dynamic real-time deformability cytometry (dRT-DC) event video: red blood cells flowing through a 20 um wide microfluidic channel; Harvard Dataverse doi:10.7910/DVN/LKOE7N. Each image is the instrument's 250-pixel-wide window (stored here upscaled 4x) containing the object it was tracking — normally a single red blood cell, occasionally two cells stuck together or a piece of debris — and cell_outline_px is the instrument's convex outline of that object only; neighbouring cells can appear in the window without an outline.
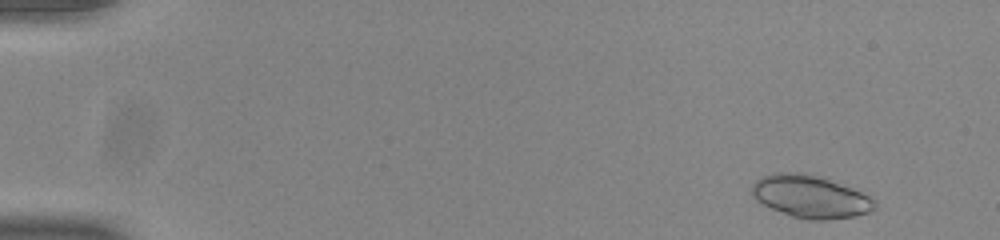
{"species": "common noctule bat (a hibernating species)", "species_latin": "Nyctalus noctula", "temperature_condition": "room temperature", "stored_images_in_passage": 52, "camera_frame_rate_fps": 3000, "um_per_image_px": 0.085, "animal": {"sex": "male", "body_mass_g": 20.0, "forearm_length_mm": 53.3}, "frame": {"image": 1, "passage_image": 3, "time_ms": 0.667, "image_size_px": [1000, 240], "cell_outline_px": [[876, 208], [868, 212], [856, 216], [828, 220], [808, 220], [792, 216], [772, 208], [756, 200], [748, 192], [752, 184], [756, 180], [764, 176], [776, 172], [804, 172], [864, 188], [876, 204]], "centroid_in_image_um": [68.96, 16.68], "position_along_channel_um": 16.0, "area_um2": 31.44}}